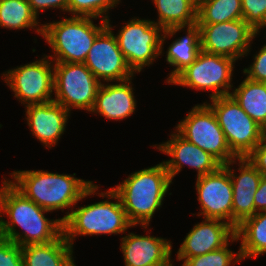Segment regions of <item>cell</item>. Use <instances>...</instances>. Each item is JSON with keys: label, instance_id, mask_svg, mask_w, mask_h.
I'll return each instance as SVG.
<instances>
[{"label": "cell", "instance_id": "33", "mask_svg": "<svg viewBox=\"0 0 266 266\" xmlns=\"http://www.w3.org/2000/svg\"><path fill=\"white\" fill-rule=\"evenodd\" d=\"M245 158L262 175H266V134L260 143Z\"/></svg>", "mask_w": 266, "mask_h": 266}, {"label": "cell", "instance_id": "30", "mask_svg": "<svg viewBox=\"0 0 266 266\" xmlns=\"http://www.w3.org/2000/svg\"><path fill=\"white\" fill-rule=\"evenodd\" d=\"M243 20L257 33L266 26V0H241Z\"/></svg>", "mask_w": 266, "mask_h": 266}, {"label": "cell", "instance_id": "15", "mask_svg": "<svg viewBox=\"0 0 266 266\" xmlns=\"http://www.w3.org/2000/svg\"><path fill=\"white\" fill-rule=\"evenodd\" d=\"M175 132L171 135L170 140L156 147L172 157L163 161L171 180L181 171L184 164L196 169L197 177L213 173L222 166L211 154L187 141L177 131Z\"/></svg>", "mask_w": 266, "mask_h": 266}, {"label": "cell", "instance_id": "31", "mask_svg": "<svg viewBox=\"0 0 266 266\" xmlns=\"http://www.w3.org/2000/svg\"><path fill=\"white\" fill-rule=\"evenodd\" d=\"M0 266H23L22 247L13 241L1 238Z\"/></svg>", "mask_w": 266, "mask_h": 266}, {"label": "cell", "instance_id": "18", "mask_svg": "<svg viewBox=\"0 0 266 266\" xmlns=\"http://www.w3.org/2000/svg\"><path fill=\"white\" fill-rule=\"evenodd\" d=\"M70 112L54 100L26 106V119L35 136L45 147L52 148L64 133Z\"/></svg>", "mask_w": 266, "mask_h": 266}, {"label": "cell", "instance_id": "16", "mask_svg": "<svg viewBox=\"0 0 266 266\" xmlns=\"http://www.w3.org/2000/svg\"><path fill=\"white\" fill-rule=\"evenodd\" d=\"M231 240L236 241L235 229L219 219H206L196 224L185 237L177 258H192L218 250Z\"/></svg>", "mask_w": 266, "mask_h": 266}, {"label": "cell", "instance_id": "23", "mask_svg": "<svg viewBox=\"0 0 266 266\" xmlns=\"http://www.w3.org/2000/svg\"><path fill=\"white\" fill-rule=\"evenodd\" d=\"M187 35L176 39L169 46L166 61L175 69L166 82L171 83L184 69L193 63L201 51L200 28L197 23L186 27Z\"/></svg>", "mask_w": 266, "mask_h": 266}, {"label": "cell", "instance_id": "6", "mask_svg": "<svg viewBox=\"0 0 266 266\" xmlns=\"http://www.w3.org/2000/svg\"><path fill=\"white\" fill-rule=\"evenodd\" d=\"M207 103L216 115L231 152L245 158L263 139L266 131L240 107L231 96H221Z\"/></svg>", "mask_w": 266, "mask_h": 266}, {"label": "cell", "instance_id": "11", "mask_svg": "<svg viewBox=\"0 0 266 266\" xmlns=\"http://www.w3.org/2000/svg\"><path fill=\"white\" fill-rule=\"evenodd\" d=\"M51 63L53 61L45 55L41 60L8 70L2 77L21 104L46 103L53 100L54 66Z\"/></svg>", "mask_w": 266, "mask_h": 266}, {"label": "cell", "instance_id": "8", "mask_svg": "<svg viewBox=\"0 0 266 266\" xmlns=\"http://www.w3.org/2000/svg\"><path fill=\"white\" fill-rule=\"evenodd\" d=\"M176 129L187 141L211 154L222 165L238 159L231 152L216 115L207 102L195 105Z\"/></svg>", "mask_w": 266, "mask_h": 266}, {"label": "cell", "instance_id": "4", "mask_svg": "<svg viewBox=\"0 0 266 266\" xmlns=\"http://www.w3.org/2000/svg\"><path fill=\"white\" fill-rule=\"evenodd\" d=\"M99 196L114 198L116 202L105 200L71 209L60 218L63 221V234L72 247L77 235L120 234L133 226L127 219L119 196L111 188Z\"/></svg>", "mask_w": 266, "mask_h": 266}, {"label": "cell", "instance_id": "5", "mask_svg": "<svg viewBox=\"0 0 266 266\" xmlns=\"http://www.w3.org/2000/svg\"><path fill=\"white\" fill-rule=\"evenodd\" d=\"M92 18L72 16L58 22L42 24V36L54 52L48 58L54 62L84 63L93 41L107 26V21L103 19L100 26L93 24Z\"/></svg>", "mask_w": 266, "mask_h": 266}, {"label": "cell", "instance_id": "7", "mask_svg": "<svg viewBox=\"0 0 266 266\" xmlns=\"http://www.w3.org/2000/svg\"><path fill=\"white\" fill-rule=\"evenodd\" d=\"M54 92L56 103L70 108L91 111L101 83L84 63L55 62Z\"/></svg>", "mask_w": 266, "mask_h": 266}, {"label": "cell", "instance_id": "29", "mask_svg": "<svg viewBox=\"0 0 266 266\" xmlns=\"http://www.w3.org/2000/svg\"><path fill=\"white\" fill-rule=\"evenodd\" d=\"M119 1L121 0H68L67 12L72 13L73 16H87L94 19L101 16L107 21L109 20L108 10L116 6Z\"/></svg>", "mask_w": 266, "mask_h": 266}, {"label": "cell", "instance_id": "32", "mask_svg": "<svg viewBox=\"0 0 266 266\" xmlns=\"http://www.w3.org/2000/svg\"><path fill=\"white\" fill-rule=\"evenodd\" d=\"M243 73L253 81L266 83V44L254 56L252 65L243 69Z\"/></svg>", "mask_w": 266, "mask_h": 266}, {"label": "cell", "instance_id": "27", "mask_svg": "<svg viewBox=\"0 0 266 266\" xmlns=\"http://www.w3.org/2000/svg\"><path fill=\"white\" fill-rule=\"evenodd\" d=\"M243 19L241 0H198L197 24Z\"/></svg>", "mask_w": 266, "mask_h": 266}, {"label": "cell", "instance_id": "19", "mask_svg": "<svg viewBox=\"0 0 266 266\" xmlns=\"http://www.w3.org/2000/svg\"><path fill=\"white\" fill-rule=\"evenodd\" d=\"M121 240L125 266H166L171 261L172 245L167 239L129 233Z\"/></svg>", "mask_w": 266, "mask_h": 266}, {"label": "cell", "instance_id": "36", "mask_svg": "<svg viewBox=\"0 0 266 266\" xmlns=\"http://www.w3.org/2000/svg\"><path fill=\"white\" fill-rule=\"evenodd\" d=\"M166 266H174V265L170 261ZM181 266H183V265H181Z\"/></svg>", "mask_w": 266, "mask_h": 266}, {"label": "cell", "instance_id": "17", "mask_svg": "<svg viewBox=\"0 0 266 266\" xmlns=\"http://www.w3.org/2000/svg\"><path fill=\"white\" fill-rule=\"evenodd\" d=\"M240 174L230 168L236 160L223 165L230 175L233 186L232 227L234 229L246 218L255 214L254 194L256 193L262 174L246 159L238 158Z\"/></svg>", "mask_w": 266, "mask_h": 266}, {"label": "cell", "instance_id": "12", "mask_svg": "<svg viewBox=\"0 0 266 266\" xmlns=\"http://www.w3.org/2000/svg\"><path fill=\"white\" fill-rule=\"evenodd\" d=\"M198 25L202 51L234 60L249 53L250 43L258 35L243 19Z\"/></svg>", "mask_w": 266, "mask_h": 266}, {"label": "cell", "instance_id": "3", "mask_svg": "<svg viewBox=\"0 0 266 266\" xmlns=\"http://www.w3.org/2000/svg\"><path fill=\"white\" fill-rule=\"evenodd\" d=\"M171 183L162 162L131 173L123 183L111 189L119 196L129 222L146 229L155 211L160 209Z\"/></svg>", "mask_w": 266, "mask_h": 266}, {"label": "cell", "instance_id": "2", "mask_svg": "<svg viewBox=\"0 0 266 266\" xmlns=\"http://www.w3.org/2000/svg\"><path fill=\"white\" fill-rule=\"evenodd\" d=\"M42 170L13 171L9 182L26 198L48 211L70 208L99 188L92 181Z\"/></svg>", "mask_w": 266, "mask_h": 266}, {"label": "cell", "instance_id": "14", "mask_svg": "<svg viewBox=\"0 0 266 266\" xmlns=\"http://www.w3.org/2000/svg\"><path fill=\"white\" fill-rule=\"evenodd\" d=\"M196 189L204 219H219L232 226L233 186L229 171L222 165L217 171L197 177ZM226 220V221H225Z\"/></svg>", "mask_w": 266, "mask_h": 266}, {"label": "cell", "instance_id": "21", "mask_svg": "<svg viewBox=\"0 0 266 266\" xmlns=\"http://www.w3.org/2000/svg\"><path fill=\"white\" fill-rule=\"evenodd\" d=\"M158 12V21L154 22L163 29V43L168 36H173L186 26L197 23L198 0H153Z\"/></svg>", "mask_w": 266, "mask_h": 266}, {"label": "cell", "instance_id": "20", "mask_svg": "<svg viewBox=\"0 0 266 266\" xmlns=\"http://www.w3.org/2000/svg\"><path fill=\"white\" fill-rule=\"evenodd\" d=\"M131 80L132 78L110 85L101 83L90 112H98L107 119L117 121L132 115L136 108V100Z\"/></svg>", "mask_w": 266, "mask_h": 266}, {"label": "cell", "instance_id": "10", "mask_svg": "<svg viewBox=\"0 0 266 266\" xmlns=\"http://www.w3.org/2000/svg\"><path fill=\"white\" fill-rule=\"evenodd\" d=\"M161 31L163 29L154 21L134 18L115 35L118 47L134 73L151 65L161 55Z\"/></svg>", "mask_w": 266, "mask_h": 266}, {"label": "cell", "instance_id": "25", "mask_svg": "<svg viewBox=\"0 0 266 266\" xmlns=\"http://www.w3.org/2000/svg\"><path fill=\"white\" fill-rule=\"evenodd\" d=\"M231 96L266 131V83L246 77Z\"/></svg>", "mask_w": 266, "mask_h": 266}, {"label": "cell", "instance_id": "13", "mask_svg": "<svg viewBox=\"0 0 266 266\" xmlns=\"http://www.w3.org/2000/svg\"><path fill=\"white\" fill-rule=\"evenodd\" d=\"M109 21L93 41L84 64L100 82L102 78L106 82L125 81L133 78L134 72L118 47Z\"/></svg>", "mask_w": 266, "mask_h": 266}, {"label": "cell", "instance_id": "28", "mask_svg": "<svg viewBox=\"0 0 266 266\" xmlns=\"http://www.w3.org/2000/svg\"><path fill=\"white\" fill-rule=\"evenodd\" d=\"M229 243L222 248L198 255L192 258H177L179 261L184 260L183 266H231L242 260L240 251L236 253L228 249ZM235 258V259H234ZM234 261V263H233ZM232 262V263H231Z\"/></svg>", "mask_w": 266, "mask_h": 266}, {"label": "cell", "instance_id": "1", "mask_svg": "<svg viewBox=\"0 0 266 266\" xmlns=\"http://www.w3.org/2000/svg\"><path fill=\"white\" fill-rule=\"evenodd\" d=\"M0 188V228L2 238L13 241L21 247L30 244H45L56 240L63 233L61 219L49 220L45 212L32 200L19 192L9 180ZM10 221H5L3 213ZM16 226L24 232L16 231Z\"/></svg>", "mask_w": 266, "mask_h": 266}, {"label": "cell", "instance_id": "22", "mask_svg": "<svg viewBox=\"0 0 266 266\" xmlns=\"http://www.w3.org/2000/svg\"><path fill=\"white\" fill-rule=\"evenodd\" d=\"M72 248L63 233L49 243L23 246V266H76Z\"/></svg>", "mask_w": 266, "mask_h": 266}, {"label": "cell", "instance_id": "26", "mask_svg": "<svg viewBox=\"0 0 266 266\" xmlns=\"http://www.w3.org/2000/svg\"><path fill=\"white\" fill-rule=\"evenodd\" d=\"M37 16L32 12L28 0H0V27L8 29L37 28L43 34V26L38 25Z\"/></svg>", "mask_w": 266, "mask_h": 266}, {"label": "cell", "instance_id": "24", "mask_svg": "<svg viewBox=\"0 0 266 266\" xmlns=\"http://www.w3.org/2000/svg\"><path fill=\"white\" fill-rule=\"evenodd\" d=\"M235 236L242 241L239 249L242 259L266 253V211L243 220L235 229Z\"/></svg>", "mask_w": 266, "mask_h": 266}, {"label": "cell", "instance_id": "35", "mask_svg": "<svg viewBox=\"0 0 266 266\" xmlns=\"http://www.w3.org/2000/svg\"><path fill=\"white\" fill-rule=\"evenodd\" d=\"M255 214L266 211V175H262L258 189L254 194Z\"/></svg>", "mask_w": 266, "mask_h": 266}, {"label": "cell", "instance_id": "9", "mask_svg": "<svg viewBox=\"0 0 266 266\" xmlns=\"http://www.w3.org/2000/svg\"><path fill=\"white\" fill-rule=\"evenodd\" d=\"M236 60L200 51L195 61L184 69L171 84L197 90H212L210 99L231 95L233 64Z\"/></svg>", "mask_w": 266, "mask_h": 266}, {"label": "cell", "instance_id": "34", "mask_svg": "<svg viewBox=\"0 0 266 266\" xmlns=\"http://www.w3.org/2000/svg\"><path fill=\"white\" fill-rule=\"evenodd\" d=\"M32 12L38 16L39 11H44L48 8H60L63 11H67L68 0H28Z\"/></svg>", "mask_w": 266, "mask_h": 266}]
</instances>
